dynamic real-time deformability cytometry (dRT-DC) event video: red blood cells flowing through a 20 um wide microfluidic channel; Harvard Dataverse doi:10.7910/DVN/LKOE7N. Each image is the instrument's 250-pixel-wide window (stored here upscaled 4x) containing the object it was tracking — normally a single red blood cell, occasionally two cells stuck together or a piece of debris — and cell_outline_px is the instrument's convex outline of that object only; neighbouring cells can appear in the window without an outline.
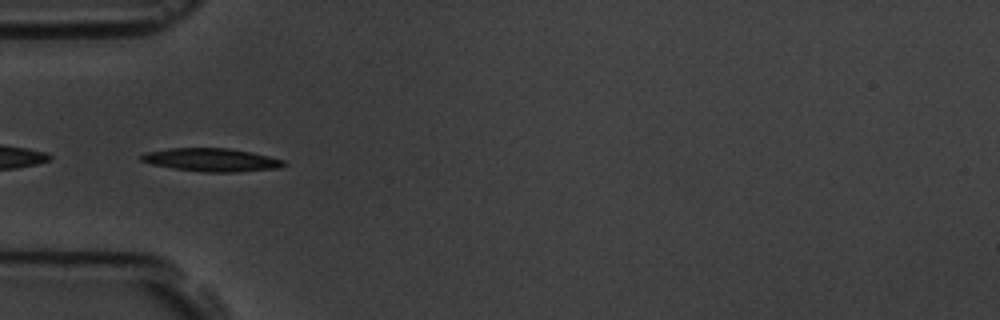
{"species": "common noctule bat (a hibernating species)", "species_latin": "Nyctalus noctula", "temperature_condition": "room temperature", "stored_images_in_passage": 7, "camera_frame_rate_fps": 3000, "um_per_image_px": 0.085, "animal": {"sex": "male", "body_mass_g": 19.5, "forearm_length_mm": 54.6}, "frame": {"image": 1, "passage_image": 5, "time_ms": 4.667, "image_size_px": [1000, 320], "cell_outline_px": [[288, 164], [276, 168], [236, 172], [204, 172], [176, 168], [152, 164], [140, 160], [140, 156], [144, 152], [168, 148], [228, 148], [252, 152], [284, 160]], "centroid_in_image_um": [17.97, 13.58], "position_along_channel_um": 67.0, "area_um2": 19.13}}
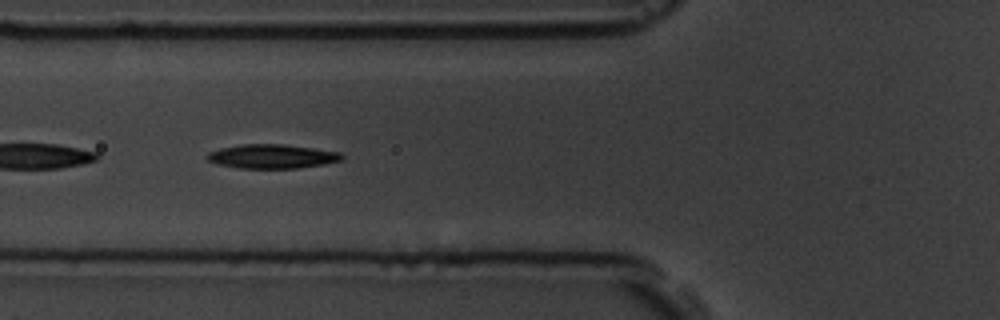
{"frame": {"image": 2, "passage_image": 6, "time_ms": 5.667, "image_size_px": [1000, 320], "cell_outline_px": [[344, 156], [340, 160], [324, 164], [296, 168], [240, 168], [220, 164], [208, 160], [204, 156], [208, 152], [220, 148], [240, 144], [284, 144], [340, 152]], "centroid_in_image_um": [23.09, 13.28], "position_along_channel_um": 102.7, "area_um2": 18.79}}